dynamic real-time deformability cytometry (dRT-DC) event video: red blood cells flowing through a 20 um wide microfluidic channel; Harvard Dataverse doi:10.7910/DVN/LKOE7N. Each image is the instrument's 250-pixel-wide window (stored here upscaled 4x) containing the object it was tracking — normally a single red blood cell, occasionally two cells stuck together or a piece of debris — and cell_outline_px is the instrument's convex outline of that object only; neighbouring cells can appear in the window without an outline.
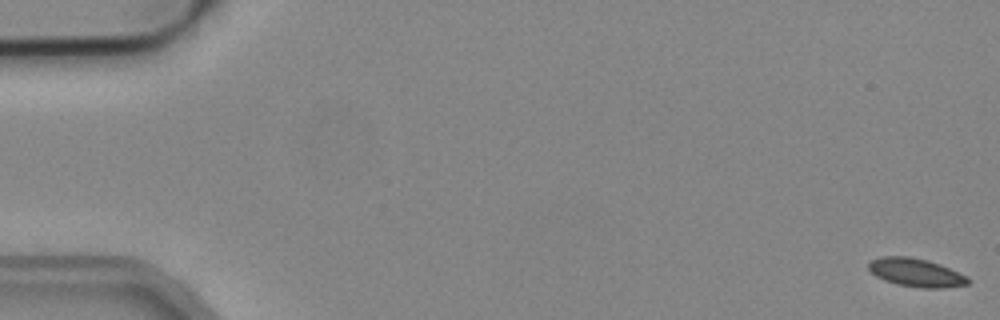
{"species": "common noctule bat (a hibernating species)", "species_latin": "Nyctalus noctula", "temperature_condition": "cold", "stored_images_in_passage": 14, "camera_frame_rate_fps": 3000, "um_per_image_px": 0.085, "animal": {"sex": "male", "body_mass_g": 19.2, "forearm_length_mm": 51.8}, "frame": {"image": 1, "passage_image": 1, "time_ms": 0.0, "image_size_px": [1000, 320], "cell_outline_px": [[972, 280], [968, 284], [944, 288], [924, 288], [896, 284], [884, 280], [876, 276], [868, 268], [868, 264], [872, 260], [880, 256], [908, 256], [928, 260], [940, 264], [968, 276]], "centroid_in_image_um": [77.89, 23.17], "position_along_channel_um": 7.1, "area_um2": 16.53}}